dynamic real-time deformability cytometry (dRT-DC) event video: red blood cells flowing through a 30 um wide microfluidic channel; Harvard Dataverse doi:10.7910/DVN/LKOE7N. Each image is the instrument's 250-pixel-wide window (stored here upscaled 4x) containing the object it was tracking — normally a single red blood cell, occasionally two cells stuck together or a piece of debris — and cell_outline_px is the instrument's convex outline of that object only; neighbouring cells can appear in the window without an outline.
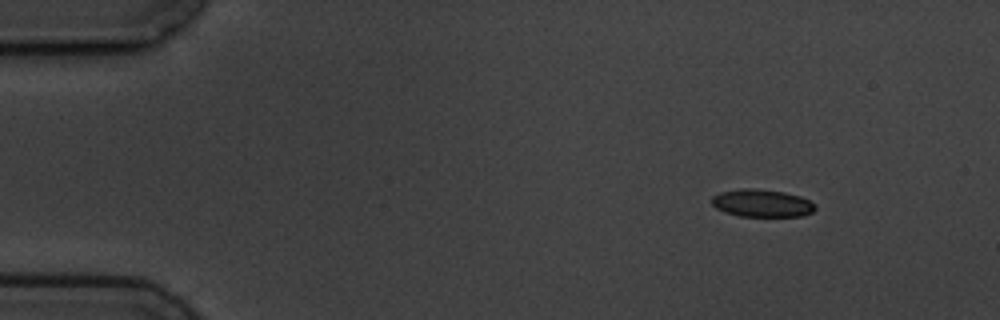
{"species": "common noctule bat (a hibernating species)", "species_latin": "Nyctalus noctula", "temperature_condition": "cold", "stored_images_in_passage": 5, "camera_frame_rate_fps": 3000, "um_per_image_px": 0.085, "animal": {"sex": "male", "body_mass_g": 19.5, "forearm_length_mm": 54.6}, "frame": {"image": 1, "passage_image": 1, "time_ms": 0.0, "image_size_px": [1000, 320], "cell_outline_px": [[816, 208], [812, 212], [800, 216], [740, 216], [724, 212], [716, 208], [712, 204], [712, 196], [720, 192], [744, 188], [752, 188], [784, 192], [800, 196], [816, 204]], "centroid_in_image_um": [64.76, 17.27], "position_along_channel_um": 20.2, "area_um2": 16.59}}
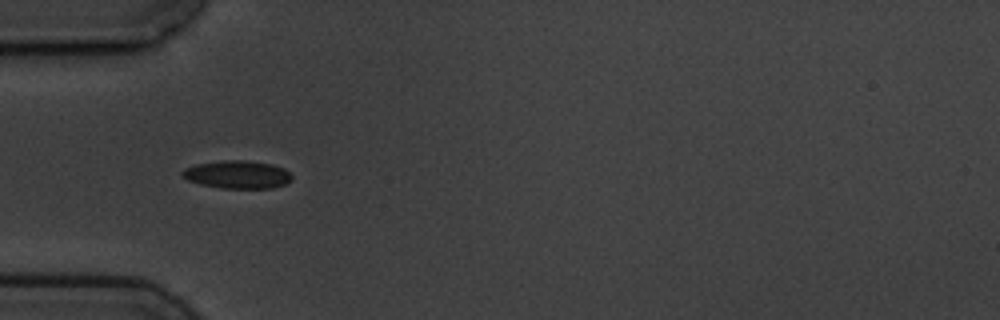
{"frame": {"image": 2, "passage_image": 4, "time_ms": 3.667, "image_size_px": [1000, 320], "cell_outline_px": [[292, 180], [284, 184], [272, 188], [220, 188], [200, 184], [188, 180], [180, 176], [180, 172], [184, 168], [196, 164], [224, 160], [244, 160], [272, 164], [284, 168], [292, 176]], "centroid_in_image_um": [20.15, 14.83], "position_along_channel_um": 64.9, "area_um2": 17.92}}
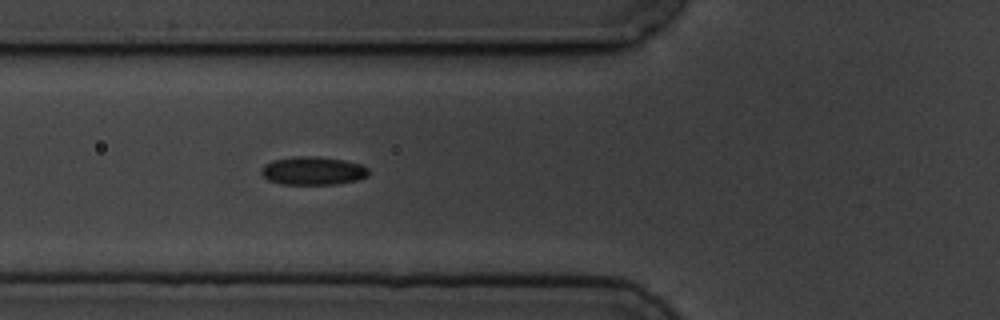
{"frame": {"image": 3, "passage_image": 5, "time_ms": 4.667, "image_size_px": [1000, 320], "cell_outline_px": [[368, 176], [356, 180], [336, 184], [280, 184], [268, 180], [260, 172], [260, 168], [264, 164], [272, 160], [292, 156], [320, 156], [344, 160], [360, 164], [368, 168]], "centroid_in_image_um": [26.56, 14.5], "position_along_channel_um": 99.2, "area_um2": 17.86}}